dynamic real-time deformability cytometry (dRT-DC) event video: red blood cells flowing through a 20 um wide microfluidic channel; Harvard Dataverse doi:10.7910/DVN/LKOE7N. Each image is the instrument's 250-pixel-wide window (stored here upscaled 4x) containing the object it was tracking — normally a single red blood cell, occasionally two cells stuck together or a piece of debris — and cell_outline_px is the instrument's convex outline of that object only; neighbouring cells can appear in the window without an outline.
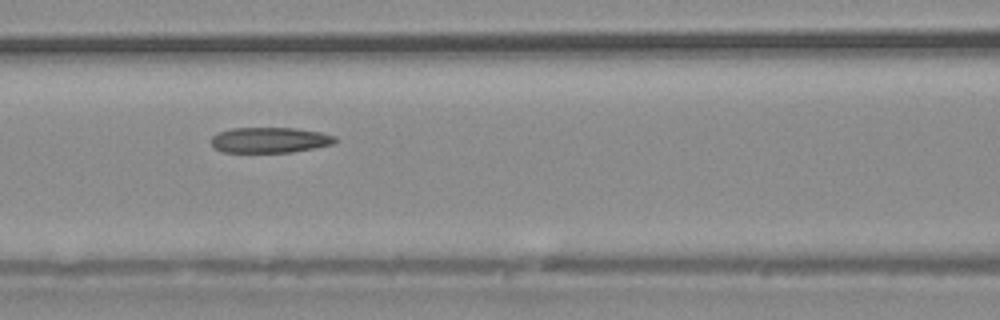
{"species": "common noctule bat (a hibernating species)", "species_latin": "Nyctalus noctula", "temperature_condition": "warm", "stored_images_in_passage": 39, "camera_frame_rate_fps": 3000, "um_per_image_px": 0.085, "animal": {"sex": "male", "body_mass_g": 20.4}, "frame": {"image": 1, "passage_image": 17, "time_ms": 5.333, "image_size_px": [1000, 320], "cell_outline_px": [[336, 140], [332, 144], [316, 148], [292, 152], [220, 152], [212, 144], [212, 136], [220, 132], [232, 128], [292, 128], [320, 132], [336, 136]], "centroid_in_image_um": [22.94, 11.91], "position_along_channel_um": 143.7, "area_um2": 18.32}}